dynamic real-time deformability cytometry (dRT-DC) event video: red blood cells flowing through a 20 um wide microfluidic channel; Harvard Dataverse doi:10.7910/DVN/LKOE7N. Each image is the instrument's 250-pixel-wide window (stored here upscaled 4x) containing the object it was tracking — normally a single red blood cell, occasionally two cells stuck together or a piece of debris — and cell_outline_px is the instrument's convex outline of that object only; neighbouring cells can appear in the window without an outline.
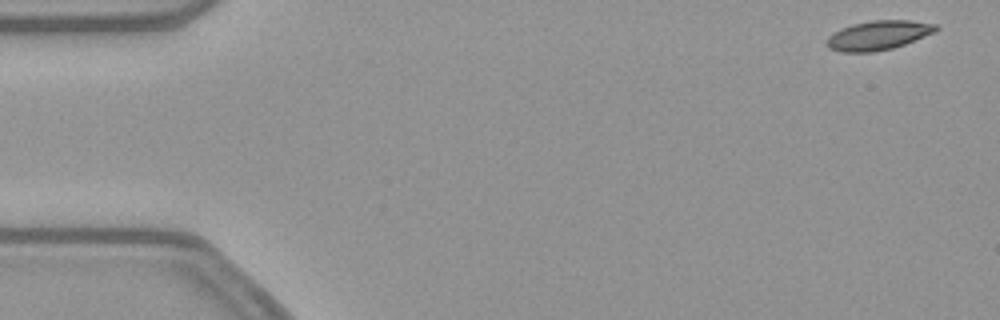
{"species": "common noctule bat (a hibernating species)", "species_latin": "Nyctalus noctula", "temperature_condition": "warm", "stored_images_in_passage": 52, "camera_frame_rate_fps": 3000, "um_per_image_px": 0.085, "animal": {"sex": "female", "body_mass_g": 21.9}, "frame": {"image": 1, "passage_image": 1, "time_ms": 0.0, "image_size_px": [1000, 320], "cell_outline_px": [[940, 28], [936, 32], [904, 44], [892, 48], [872, 52], [840, 52], [828, 48], [828, 36], [832, 32], [852, 24], [872, 20], [908, 20], [936, 24]], "centroid_in_image_um": [74.66, 2.99], "position_along_channel_um": 10.3, "area_um2": 18.61}}
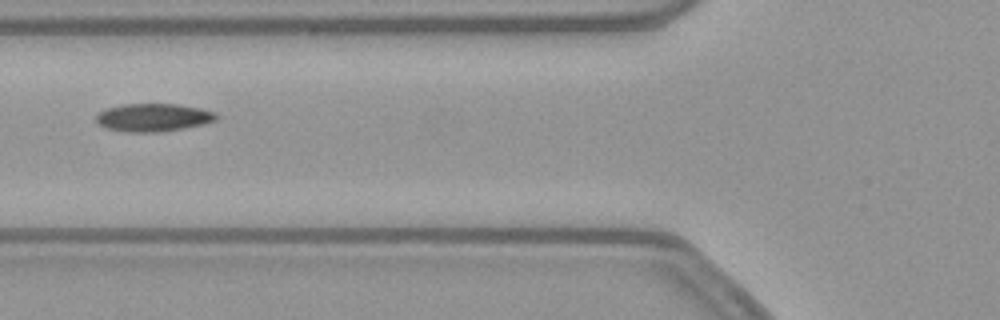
{"frame": {"image": 2, "passage_image": 19, "time_ms": 6.0, "image_size_px": [1000, 320], "cell_outline_px": [[220, 116], [216, 120], [204, 124], [184, 128], [160, 132], [128, 132], [104, 128], [96, 120], [96, 116], [100, 112], [108, 108], [120, 104], [176, 104], [200, 108], [216, 112]], "centroid_in_image_um": [13.06, 9.99], "position_along_channel_um": 112.7, "area_um2": 19.65}}
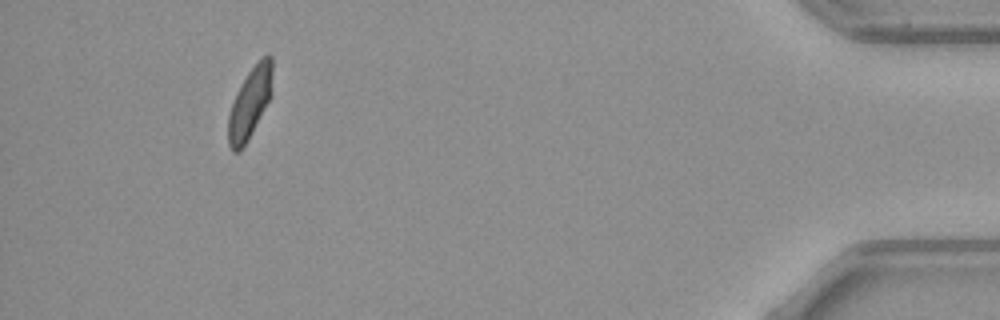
{"frame": {"image": 3, "passage_image": 48, "time_ms": 15.667, "image_size_px": [1000, 320], "cell_outline_px": [[272, 92], [248, 140], [240, 152], [232, 152], [228, 144], [228, 116], [236, 92], [240, 84], [248, 72], [268, 52], [272, 56]], "centroid_in_image_um": [21.22, 8.76], "position_along_channel_um": 414.0, "area_um2": 18.03}, "authors_computed_cell_mechanics": {"area_um2": 19.2185, "velocity_mm_per_s": 3.8578, "shape_relaxation_time_tau1_ms": 9.9843, "shape_relaxation_time_tau2_ms": 4.8749, "deformation_change_tau1": 0.1924, "deformation_change_tau2": 0.094}}